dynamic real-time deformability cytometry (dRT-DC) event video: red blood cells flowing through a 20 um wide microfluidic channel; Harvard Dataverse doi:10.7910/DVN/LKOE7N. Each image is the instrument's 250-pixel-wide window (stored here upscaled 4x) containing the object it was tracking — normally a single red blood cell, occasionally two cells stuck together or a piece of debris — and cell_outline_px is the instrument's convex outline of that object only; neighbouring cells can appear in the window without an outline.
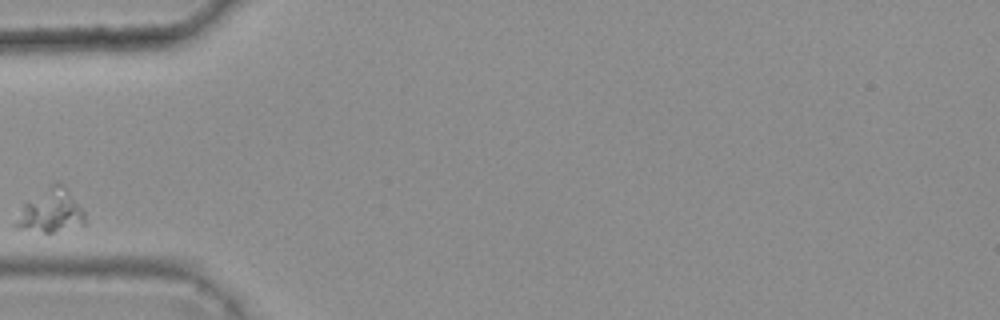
{"species": "common noctule bat (a hibernating species)", "species_latin": "Nyctalus noctula", "temperature_condition": "warm", "stored_images_in_passage": 2, "camera_frame_rate_fps": 3000, "um_per_image_px": 0.085, "animal": {"sex": "female", "body_mass_g": 25.1}, "frame": {"image": 1, "passage_image": 1, "time_ms": 0.0, "image_size_px": [1000, 320], "cell_outline_px": [[84, 224], [52, 232], [44, 232], [16, 228], [12, 224], [24, 204], [56, 180], [64, 184], [84, 212]], "centroid_in_image_um": [4.29, 17.92], "position_along_channel_um": 80.7, "area_um2": 17.11}}
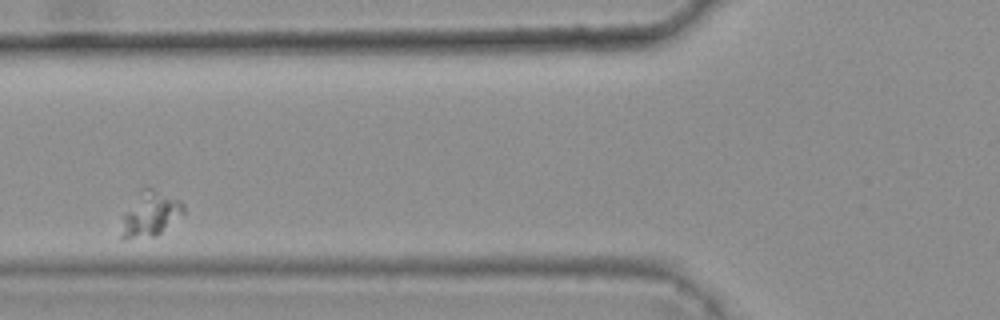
{"frame": {"image": 2, "passage_image": 2, "time_ms": 0.333, "image_size_px": [1000, 320], "cell_outline_px": [[184, 212], [156, 236], [124, 240], [120, 240], [120, 236], [124, 212], [144, 188], [152, 188], [180, 200], [184, 204]], "centroid_in_image_um": [12.74, 18.23], "position_along_channel_um": 113.1, "area_um2": 15.95}}